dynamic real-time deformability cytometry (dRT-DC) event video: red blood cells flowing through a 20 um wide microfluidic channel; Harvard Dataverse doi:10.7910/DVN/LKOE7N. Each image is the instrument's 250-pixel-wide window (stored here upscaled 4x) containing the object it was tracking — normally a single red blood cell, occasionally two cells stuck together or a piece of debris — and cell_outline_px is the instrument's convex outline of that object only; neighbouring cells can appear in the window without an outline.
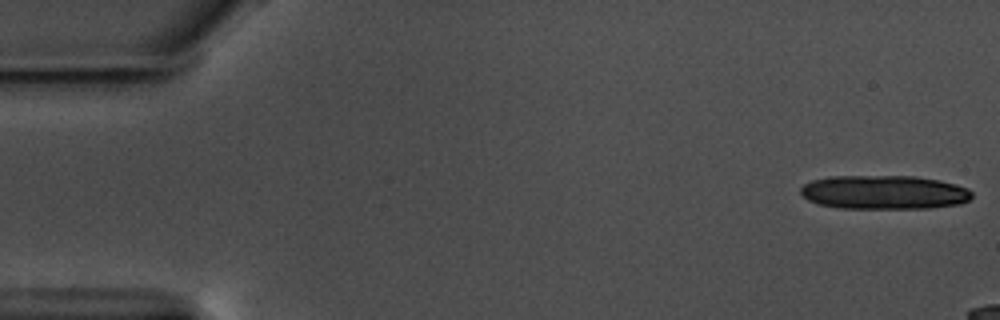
{"species": "common noctule bat (a hibernating species)", "species_latin": "Nyctalus noctula", "temperature_condition": "warm", "stored_images_in_passage": 10, "camera_frame_rate_fps": 3000, "um_per_image_px": 0.085, "animal": {"sex": "male", "body_mass_g": 17.5, "forearm_length_mm": 52.3}, "frame": {"image": 1, "passage_image": 1, "time_ms": 0.0, "image_size_px": [1000, 320], "cell_outline_px": [[972, 196], [968, 200], [960, 204], [928, 208], [840, 208], [820, 204], [808, 200], [800, 192], [800, 188], [804, 184], [812, 180], [828, 176], [916, 176], [940, 180], [956, 184], [968, 188], [972, 192]], "centroid_in_image_um": [75.16, 16.34], "position_along_channel_um": 9.8, "area_um2": 33.99}}